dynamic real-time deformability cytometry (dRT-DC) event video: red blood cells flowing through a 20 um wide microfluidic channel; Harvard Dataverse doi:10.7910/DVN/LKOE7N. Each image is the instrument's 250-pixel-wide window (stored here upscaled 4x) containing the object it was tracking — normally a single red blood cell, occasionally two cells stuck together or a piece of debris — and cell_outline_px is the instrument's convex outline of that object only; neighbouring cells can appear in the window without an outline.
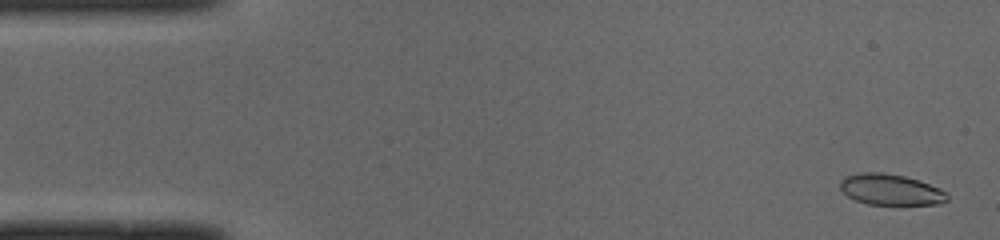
{"species": "common noctule bat (a hibernating species)", "species_latin": "Nyctalus noctula", "temperature_condition": "cold", "stored_images_in_passage": 14, "camera_frame_rate_fps": 3000, "um_per_image_px": 0.085, "animal": {"sex": "male", "body_mass_g": 19.0, "forearm_length_mm": 50.8}, "frame": {"image": 1, "passage_image": 2, "time_ms": 0.333, "image_size_px": [1000, 240], "cell_outline_px": [[948, 200], [940, 204], [868, 204], [856, 200], [848, 196], [840, 188], [840, 180], [844, 176], [860, 172], [884, 172], [904, 176], [920, 180], [940, 188], [948, 196]], "centroid_in_image_um": [75.69, 16.1], "position_along_channel_um": 9.3, "area_um2": 19.36}}
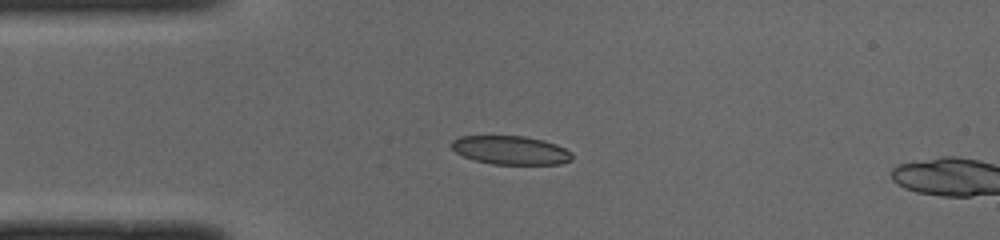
{"frame": {"image": 2, "passage_image": 12, "time_ms": 3.667, "image_size_px": [1000, 240], "cell_outline_px": [[572, 160], [560, 164], [492, 164], [472, 160], [456, 152], [448, 144], [452, 140], [460, 136], [524, 136], [544, 140], [556, 144], [572, 152]], "centroid_in_image_um": [43.39, 12.76], "position_along_channel_um": 41.6, "area_um2": 20.29}}